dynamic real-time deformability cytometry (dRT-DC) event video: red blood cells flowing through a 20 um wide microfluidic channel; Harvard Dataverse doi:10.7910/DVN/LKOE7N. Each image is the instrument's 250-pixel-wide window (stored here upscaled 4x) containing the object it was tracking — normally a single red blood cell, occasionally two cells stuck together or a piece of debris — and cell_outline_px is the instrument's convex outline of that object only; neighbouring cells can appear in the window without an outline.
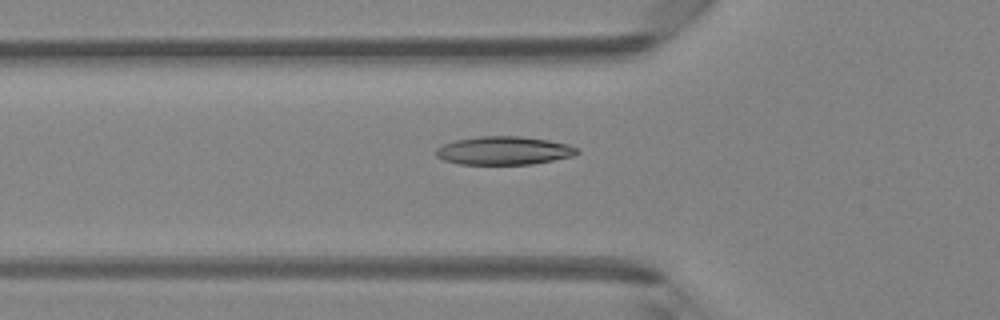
{"species": "Egyptian fruit bat (a non-hibernating species)", "species_latin": "Rousettus aegyptiacus", "temperature_condition": "room temperature", "stored_images_in_passage": 48, "camera_frame_rate_fps": 3000, "um_per_image_px": 0.085, "animal": {"sex": "female"}, "frame": {"image": 1, "passage_image": 17, "time_ms": 5.333, "image_size_px": [1000, 320], "cell_outline_px": [[580, 152], [572, 156], [532, 164], [460, 164], [444, 160], [436, 156], [436, 148], [444, 144], [456, 140], [480, 136], [520, 136], [548, 140], [568, 144], [576, 148]], "centroid_in_image_um": [42.82, 12.8], "position_along_channel_um": 83.0, "area_um2": 23.12}}
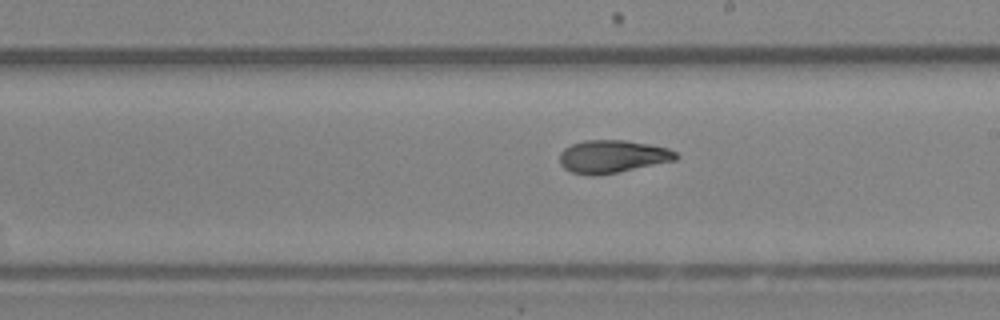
{"frame": {"image": 2, "passage_image": 28, "time_ms": 9.0, "image_size_px": [1000, 320], "cell_outline_px": [[680, 156], [676, 160], [616, 172], [592, 176], [572, 172], [564, 168], [560, 164], [560, 152], [564, 148], [572, 144], [584, 140], [624, 140], [648, 144], [668, 148], [676, 152]], "centroid_in_image_um": [52.05, 13.29], "position_along_channel_um": 237.0, "area_um2": 22.08}}
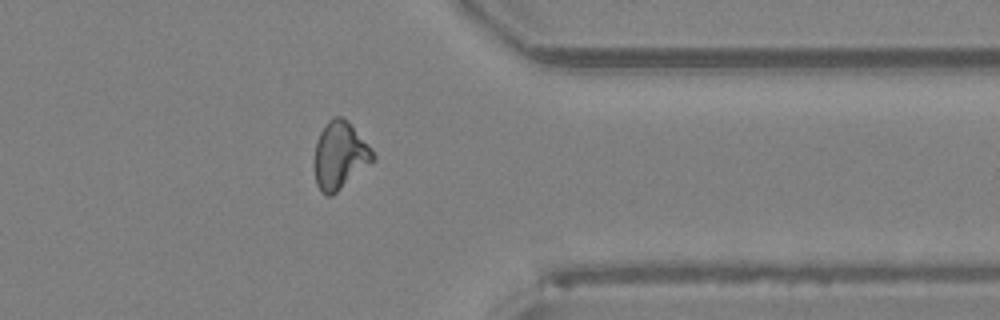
{"frame": {"image": 3, "passage_image": 39, "time_ms": 12.667, "image_size_px": [1000, 320], "cell_outline_px": [[376, 160], [332, 196], [328, 196], [320, 192], [316, 184], [316, 140], [320, 132], [328, 120], [332, 116], [344, 116], [348, 120], [372, 148], [376, 156]], "centroid_in_image_um": [28.93, 13.2], "position_along_channel_um": 382.5, "area_um2": 23.18}, "authors_computed_cell_mechanics": {"area_um2": 22.7732, "velocity_mm_per_s": 4.2082, "shape_relaxation_time_tau1_ms": null, "shape_relaxation_time_tau2_ms": 1.5825, "deformation_change_tau1": null, "deformation_change_tau2": 0.0727}}